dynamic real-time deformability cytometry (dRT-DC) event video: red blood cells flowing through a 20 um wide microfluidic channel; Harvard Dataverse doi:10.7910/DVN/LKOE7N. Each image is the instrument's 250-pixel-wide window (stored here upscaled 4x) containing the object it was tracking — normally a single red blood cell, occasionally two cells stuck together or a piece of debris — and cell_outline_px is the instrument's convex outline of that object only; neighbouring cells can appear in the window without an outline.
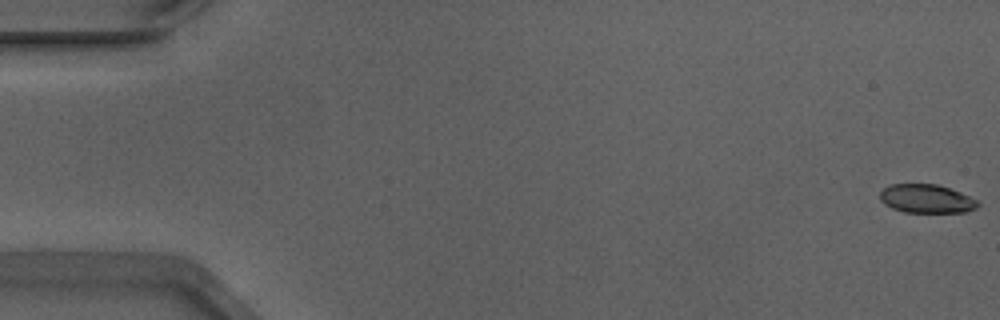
{"species": "Egyptian fruit bat (a non-hibernating species)", "species_latin": "Rousettus aegyptiacus", "temperature_condition": "warm", "stored_images_in_passage": 51, "camera_frame_rate_fps": 3000, "um_per_image_px": 0.085, "animal": {"sex": "male"}, "frame": {"image": 1, "passage_image": 1, "time_ms": 0.0, "image_size_px": [1000, 320], "cell_outline_px": [[980, 204], [976, 208], [964, 212], [904, 212], [892, 208], [884, 204], [880, 200], [880, 192], [888, 184], [936, 184], [960, 192], [976, 200]], "centroid_in_image_um": [78.71, 16.89], "position_along_channel_um": 6.3, "area_um2": 16.24}}
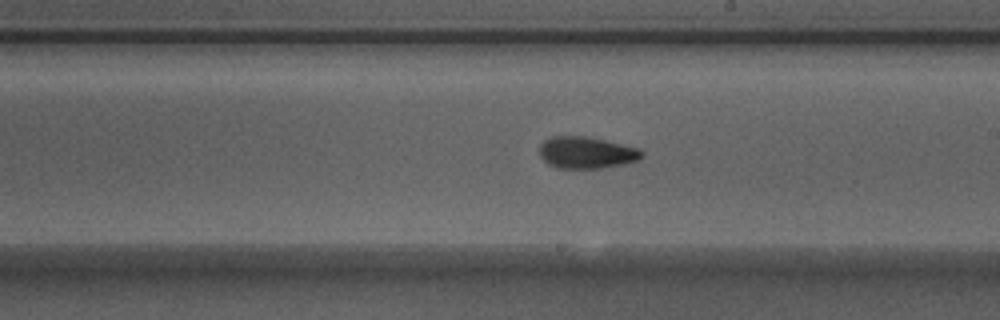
{"frame": {"image": 2, "passage_image": 31, "time_ms": 10.0, "image_size_px": [1000, 320], "cell_outline_px": [[644, 156], [640, 160], [624, 164], [600, 168], [556, 168], [548, 164], [540, 156], [540, 144], [544, 140], [552, 136], [588, 136], [640, 148], [644, 152]], "centroid_in_image_um": [49.88, 12.97], "position_along_channel_um": 239.1, "area_um2": 19.19}}
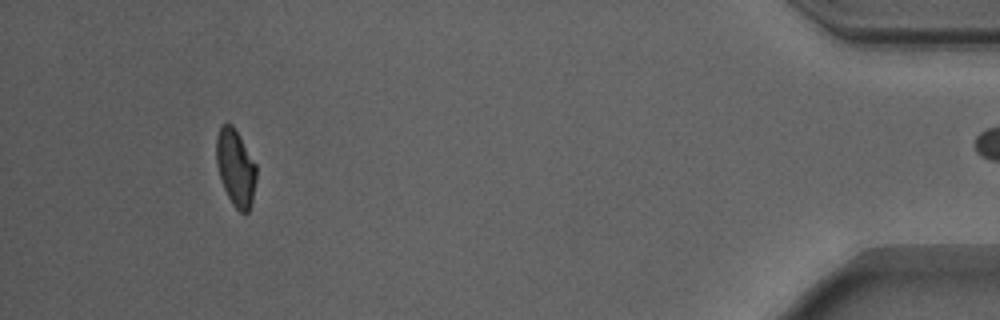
{"frame": {"image": 3, "passage_image": 50, "time_ms": 16.333, "image_size_px": [1000, 320], "cell_outline_px": [[256, 180], [252, 200], [248, 212], [244, 216], [232, 204], [224, 188], [216, 164], [216, 136], [220, 128], [224, 124], [232, 124], [256, 164]], "centroid_in_image_um": [20.03, 14.28], "position_along_channel_um": 415.2, "area_um2": 17.74}}